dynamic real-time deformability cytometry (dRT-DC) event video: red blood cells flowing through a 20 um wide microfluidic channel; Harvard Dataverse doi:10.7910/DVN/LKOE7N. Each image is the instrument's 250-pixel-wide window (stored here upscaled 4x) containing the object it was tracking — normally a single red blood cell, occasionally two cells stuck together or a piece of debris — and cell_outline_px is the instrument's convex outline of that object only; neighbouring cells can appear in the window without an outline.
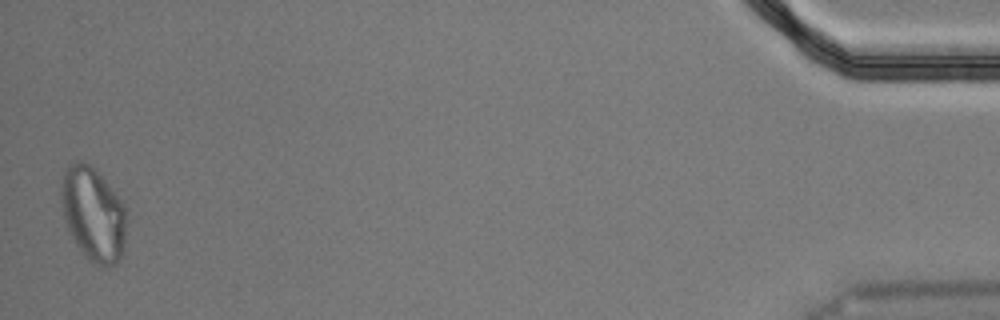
{"species": "Egyptian fruit bat (a non-hibernating species)", "species_latin": "Rousettus aegyptiacus", "temperature_condition": "cold", "stored_images_in_passage": 52, "segment_of_instrument_passage": [2, 2], "camera_frame_rate_fps": 3000, "um_per_image_px": 0.085, "animal": {"sex": "male"}, "frame": {"image": 1, "passage_image": 51, "time_ms": 16.667, "image_size_px": [1000, 320], "cell_outline_px": [[128, 220], [124, 244], [120, 256], [116, 264], [92, 264], [76, 244], [68, 228], [64, 216], [60, 200], [60, 184], [64, 172], [68, 164], [80, 160], [88, 164], [104, 180], [124, 204]], "centroid_in_image_um": [7.92, 18.18], "position_along_channel_um": 427.3, "area_um2": 35.49}}